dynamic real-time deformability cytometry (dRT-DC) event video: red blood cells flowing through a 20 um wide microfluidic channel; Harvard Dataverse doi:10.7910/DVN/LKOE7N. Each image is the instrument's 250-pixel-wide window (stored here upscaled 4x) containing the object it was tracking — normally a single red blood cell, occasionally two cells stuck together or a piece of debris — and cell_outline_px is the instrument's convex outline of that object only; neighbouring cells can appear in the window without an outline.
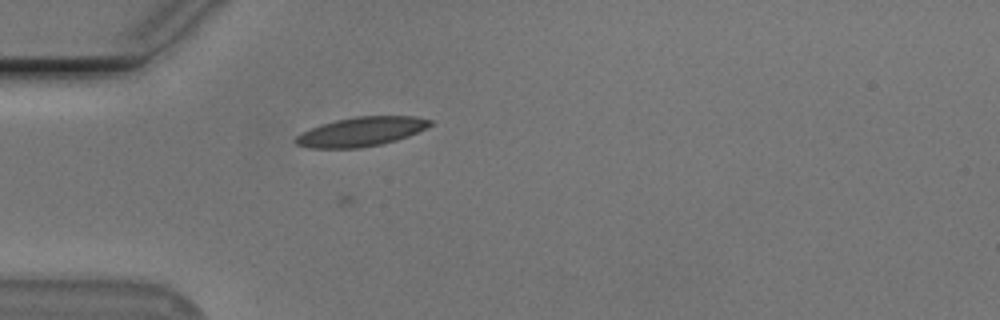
{"species": "Egyptian fruit bat (a non-hibernating species)", "species_latin": "Rousettus aegyptiacus", "temperature_condition": "cold", "stored_images_in_passage": 28, "camera_frame_rate_fps": 3000, "um_per_image_px": 0.085, "animal": {"sex": "male"}, "frame": {"image": 1, "passage_image": 5, "time_ms": 1.333, "image_size_px": [1000, 320], "cell_outline_px": [[432, 124], [408, 136], [396, 140], [380, 144], [360, 148], [308, 148], [296, 144], [292, 140], [300, 132], [336, 120], [356, 116], [416, 116], [432, 120]], "centroid_in_image_um": [30.66, 11.19], "position_along_channel_um": 54.3, "area_um2": 22.77}}
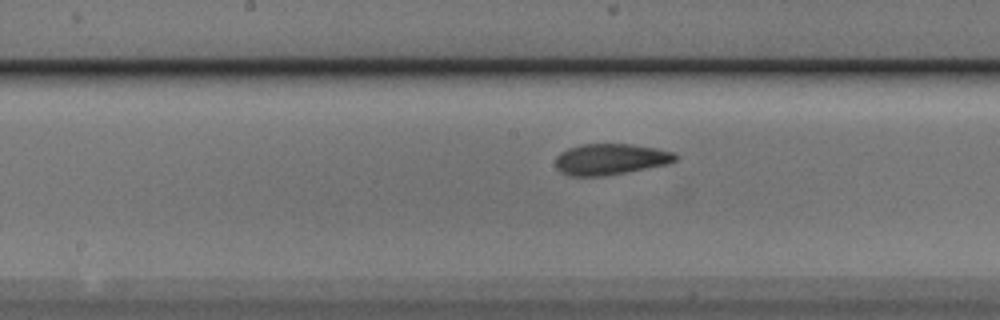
{"frame": {"image": 2, "passage_image": 17, "time_ms": 5.333, "image_size_px": [1000, 320], "cell_outline_px": [[680, 156], [676, 160], [668, 164], [604, 176], [568, 176], [560, 172], [556, 168], [556, 156], [560, 152], [568, 148], [584, 144], [632, 144], [656, 148], [676, 152]], "centroid_in_image_um": [51.9, 13.53], "position_along_channel_um": 196.3, "area_um2": 21.91}}
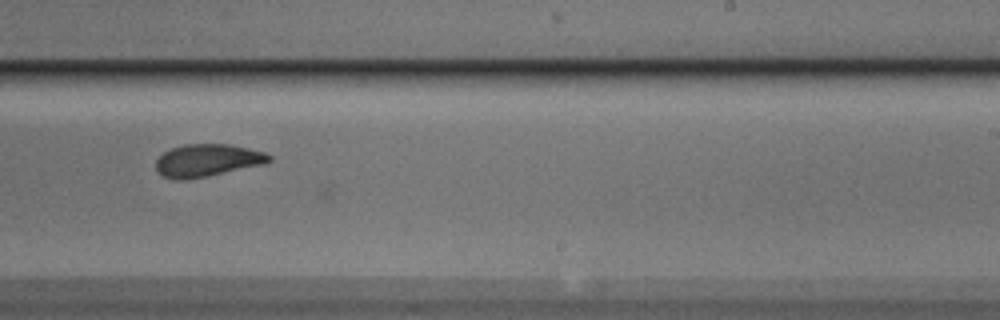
{"frame": {"image": 3, "passage_image": 23, "time_ms": 7.333, "image_size_px": [1000, 320], "cell_outline_px": [[272, 160], [264, 164], [208, 176], [184, 180], [176, 180], [164, 176], [156, 172], [156, 160], [164, 152], [172, 148], [184, 144], [232, 144], [264, 152], [272, 156]], "centroid_in_image_um": [17.62, 13.63], "position_along_channel_um": 271.4, "area_um2": 21.5}}